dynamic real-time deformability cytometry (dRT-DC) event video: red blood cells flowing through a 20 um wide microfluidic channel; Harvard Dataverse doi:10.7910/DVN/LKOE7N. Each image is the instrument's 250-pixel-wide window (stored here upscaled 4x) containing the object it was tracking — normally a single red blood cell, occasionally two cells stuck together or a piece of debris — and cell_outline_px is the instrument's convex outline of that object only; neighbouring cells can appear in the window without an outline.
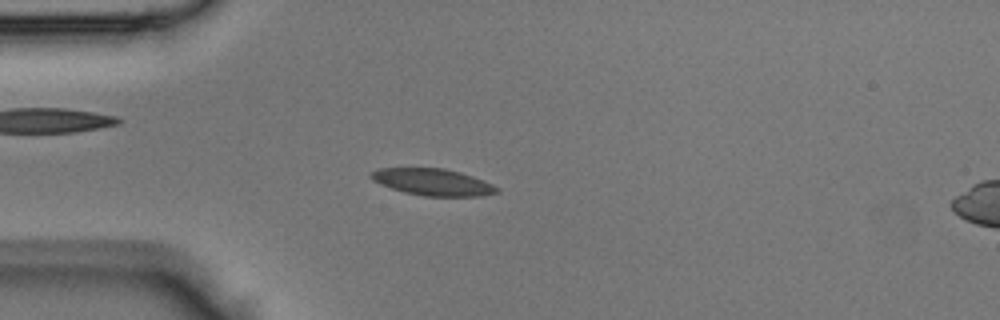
{"species": "Egyptian fruit bat (a non-hibernating species)", "species_latin": "Rousettus aegyptiacus", "temperature_condition": "room temperature", "stored_images_in_passage": 43, "camera_frame_rate_fps": 3000, "um_per_image_px": 0.085, "animal": {"sex": "male"}, "frame": {"image": 1, "passage_image": 11, "time_ms": 3.333, "image_size_px": [1000, 320], "cell_outline_px": [[500, 192], [484, 196], [424, 196], [404, 192], [380, 184], [372, 180], [368, 176], [372, 172], [380, 168], [444, 168], [460, 172], [472, 176], [492, 184], [500, 188]], "centroid_in_image_um": [36.81, 15.48], "position_along_channel_um": 48.2, "area_um2": 19.65}}
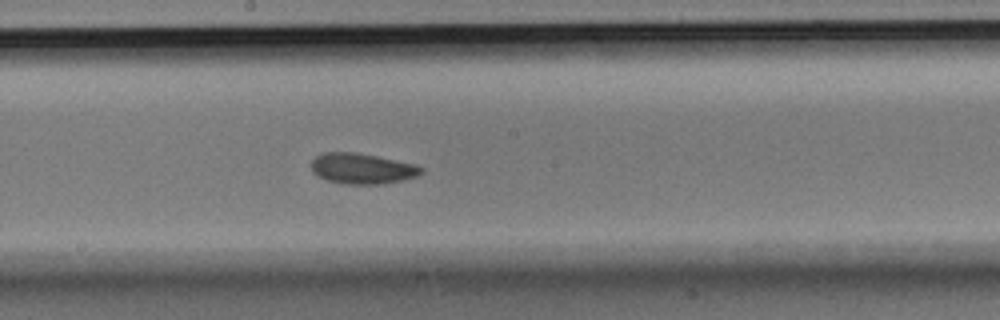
{"frame": {"image": 2, "passage_image": 23, "time_ms": 7.333, "image_size_px": [1000, 320], "cell_outline_px": [[424, 172], [416, 176], [404, 180], [384, 184], [344, 184], [328, 180], [312, 172], [312, 160], [316, 156], [324, 152], [356, 152], [416, 164], [424, 168]], "centroid_in_image_um": [30.82, 14.33], "position_along_channel_um": 217.4, "area_um2": 19.65}}
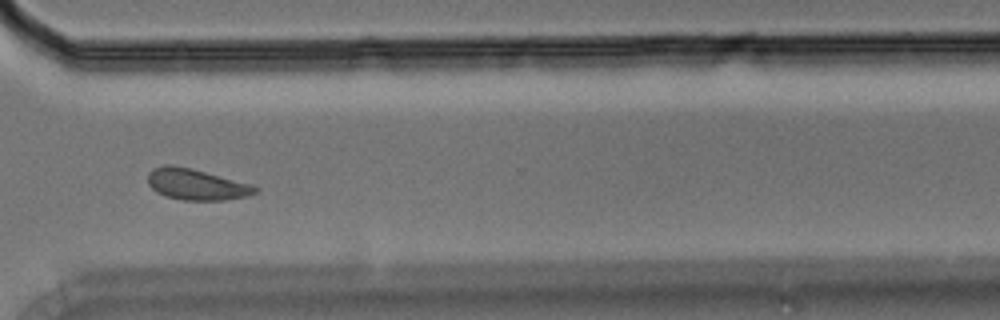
{"frame": {"image": 3, "passage_image": 32, "time_ms": 10.333, "image_size_px": [1000, 320], "cell_outline_px": [[260, 188], [256, 192], [248, 196], [224, 200], [184, 200], [164, 196], [156, 192], [148, 184], [148, 172], [152, 168], [164, 164], [172, 164], [192, 168], [252, 184]], "centroid_in_image_um": [16.67, 15.66], "position_along_channel_um": 353.9, "area_um2": 19.71}}